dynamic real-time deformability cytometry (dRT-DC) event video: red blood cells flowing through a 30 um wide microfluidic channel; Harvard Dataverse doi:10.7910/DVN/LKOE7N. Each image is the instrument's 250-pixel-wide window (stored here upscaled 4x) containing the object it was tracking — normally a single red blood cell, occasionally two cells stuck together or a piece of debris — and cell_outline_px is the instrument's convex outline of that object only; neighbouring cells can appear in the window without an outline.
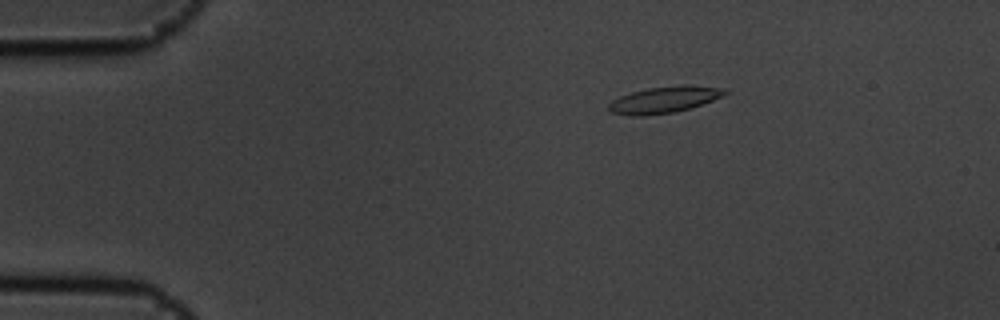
{"species": "common noctule bat (a hibernating species)", "species_latin": "Nyctalus noctula", "temperature_condition": "cold", "stored_images_in_passage": 6, "camera_frame_rate_fps": 3000, "um_per_image_px": 0.085, "animal": {"sex": "male", "body_mass_g": 19.5, "forearm_length_mm": 54.6}, "frame": {"image": 1, "passage_image": 6, "time_ms": 1.667, "image_size_px": [1000, 320], "cell_outline_px": [[728, 92], [724, 96], [704, 104], [692, 108], [676, 112], [644, 116], [628, 116], [612, 112], [608, 108], [608, 104], [612, 100], [620, 96], [632, 92], [648, 88], [684, 84], [728, 88]], "centroid_in_image_um": [56.52, 8.47], "position_along_channel_um": 28.5, "area_um2": 18.32}}